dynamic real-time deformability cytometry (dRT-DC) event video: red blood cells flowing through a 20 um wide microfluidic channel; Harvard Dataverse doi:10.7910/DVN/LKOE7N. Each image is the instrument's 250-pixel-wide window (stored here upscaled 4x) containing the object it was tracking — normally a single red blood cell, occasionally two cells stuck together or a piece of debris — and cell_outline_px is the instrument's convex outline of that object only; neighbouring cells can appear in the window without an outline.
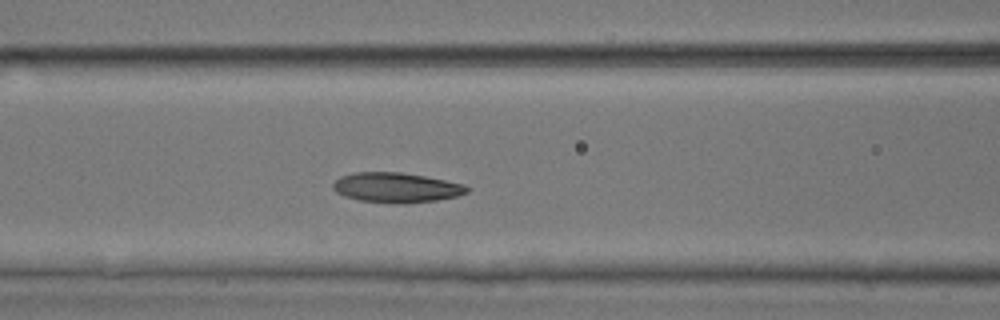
{"species": "common noctule bat (a hibernating species)", "species_latin": "Nyctalus noctula", "temperature_condition": "room temperature", "stored_images_in_passage": 31, "camera_frame_rate_fps": 3000, "um_per_image_px": 0.085, "animal": {"sex": "male", "body_mass_g": 17.9, "forearm_length_mm": 54.2}, "frame": {"image": 1, "passage_image": 7, "time_ms": 2.0, "image_size_px": [1000, 320], "cell_outline_px": [[472, 188], [468, 192], [456, 196], [436, 200], [404, 204], [396, 204], [360, 200], [344, 196], [336, 192], [332, 188], [332, 184], [340, 176], [356, 172], [400, 172], [424, 176], [464, 184]], "centroid_in_image_um": [33.68, 15.95], "position_along_channel_um": 132.9, "area_um2": 23.41}}
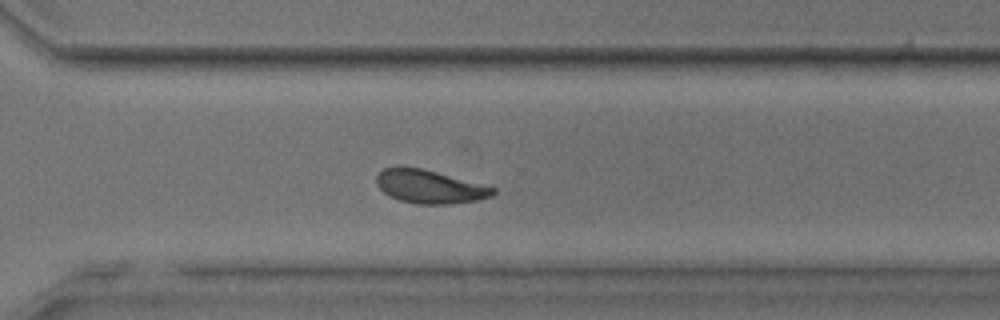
{"frame": {"image": 2, "passage_image": 22, "time_ms": 7.0, "image_size_px": [1000, 320], "cell_outline_px": [[496, 192], [492, 196], [476, 200], [448, 204], [416, 204], [400, 200], [384, 192], [376, 184], [376, 176], [384, 168], [396, 164], [400, 164], [420, 168], [436, 172], [496, 188]], "centroid_in_image_um": [36.46, 15.84], "position_along_channel_um": 334.1, "area_um2": 22.66}}
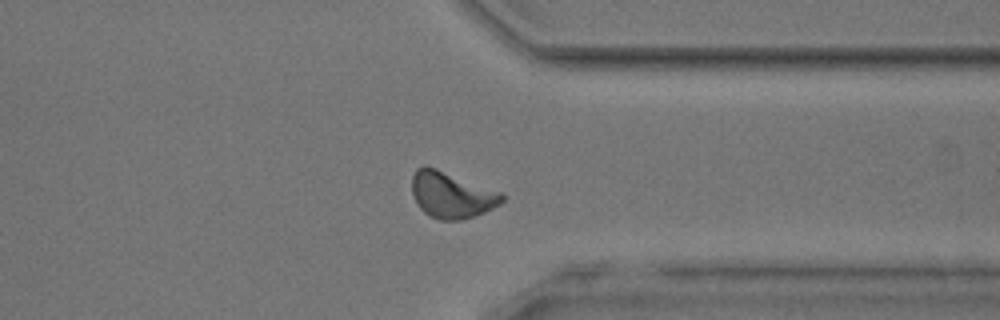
{"frame": {"image": 3, "passage_image": 25, "time_ms": 8.0, "image_size_px": [1000, 320], "cell_outline_px": [[504, 200], [500, 204], [484, 212], [460, 220], [440, 220], [424, 212], [416, 204], [412, 196], [412, 176], [416, 168], [424, 164], [436, 168], [500, 192], [504, 196]], "centroid_in_image_um": [38.33, 16.55], "position_along_channel_um": 373.1, "area_um2": 24.1}}